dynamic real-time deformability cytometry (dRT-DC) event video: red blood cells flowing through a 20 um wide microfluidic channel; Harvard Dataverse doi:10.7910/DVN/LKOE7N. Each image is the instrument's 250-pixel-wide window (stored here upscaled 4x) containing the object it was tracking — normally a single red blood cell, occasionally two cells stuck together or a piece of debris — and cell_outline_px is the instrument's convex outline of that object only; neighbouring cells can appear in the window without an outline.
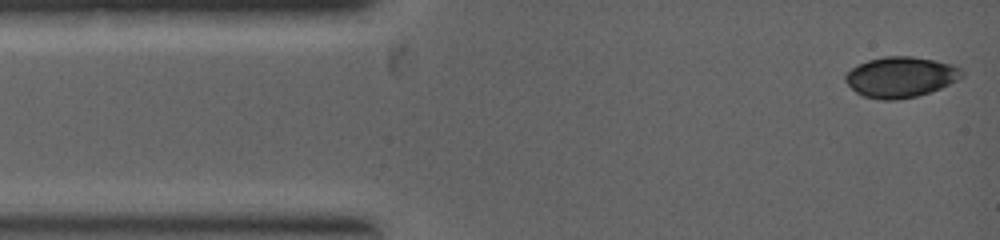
{"species": "common noctule bat (a hibernating species)", "species_latin": "Nyctalus noctula", "temperature_condition": "warm", "stored_images_in_passage": 12, "camera_frame_rate_fps": 5000, "um_per_image_px": 0.085, "animal": {"sex": "female", "body_mass_g": 19.0, "forearm_length_mm": 53.3}, "frame": {"image": 1, "passage_image": 1, "time_ms": 0.0, "image_size_px": [1000, 240], "cell_outline_px": [[964, 76], [940, 88], [916, 96], [896, 100], [880, 100], [864, 96], [856, 92], [844, 80], [844, 76], [852, 68], [868, 60], [884, 56], [912, 56], [932, 60], [948, 64], [960, 68], [964, 72]], "centroid_in_image_um": [76.53, 6.55], "position_along_channel_um": 8.5, "area_um2": 27.22}}
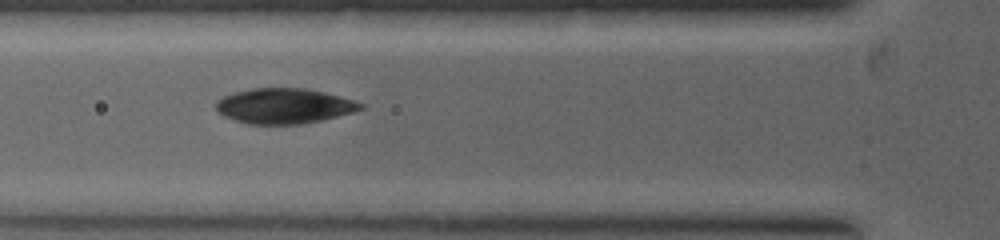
{"frame": {"image": 2, "passage_image": 9, "time_ms": 2.4, "image_size_px": [1000, 240], "cell_outline_px": [[364, 108], [352, 112], [320, 120], [300, 124], [248, 124], [224, 116], [216, 112], [216, 100], [232, 92], [252, 88], [304, 88], [324, 92], [340, 96], [364, 104]], "centroid_in_image_um": [24.1, 9.0], "position_along_channel_um": 101.7, "area_um2": 29.59}}
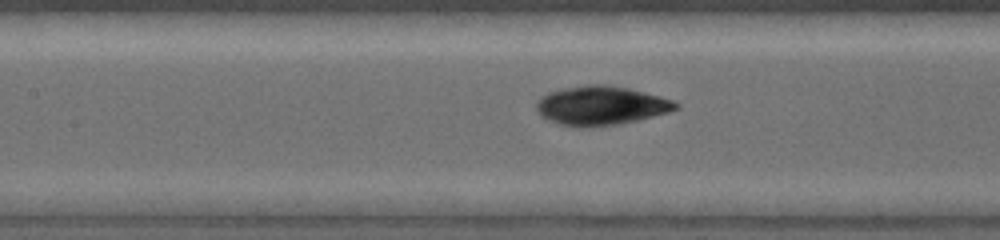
{"frame": {"image": 3, "passage_image": 12, "time_ms": 3.2, "image_size_px": [1000, 240], "cell_outline_px": [[680, 108], [668, 112], [620, 124], [584, 128], [560, 124], [548, 120], [540, 116], [536, 108], [536, 100], [540, 96], [548, 92], [564, 88], [588, 84], [604, 84], [628, 88], [660, 96], [672, 100], [680, 104]], "centroid_in_image_um": [51.05, 8.97], "position_along_channel_um": 156.3, "area_um2": 31.85}}